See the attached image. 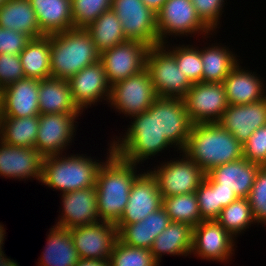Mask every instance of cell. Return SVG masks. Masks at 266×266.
<instances>
[{
	"instance_id": "52",
	"label": "cell",
	"mask_w": 266,
	"mask_h": 266,
	"mask_svg": "<svg viewBox=\"0 0 266 266\" xmlns=\"http://www.w3.org/2000/svg\"><path fill=\"white\" fill-rule=\"evenodd\" d=\"M259 223H263L264 225H266V218L265 219H263L261 222H259Z\"/></svg>"
},
{
	"instance_id": "2",
	"label": "cell",
	"mask_w": 266,
	"mask_h": 266,
	"mask_svg": "<svg viewBox=\"0 0 266 266\" xmlns=\"http://www.w3.org/2000/svg\"><path fill=\"white\" fill-rule=\"evenodd\" d=\"M182 152L206 174L219 165L243 158L242 144L218 123L193 124Z\"/></svg>"
},
{
	"instance_id": "22",
	"label": "cell",
	"mask_w": 266,
	"mask_h": 266,
	"mask_svg": "<svg viewBox=\"0 0 266 266\" xmlns=\"http://www.w3.org/2000/svg\"><path fill=\"white\" fill-rule=\"evenodd\" d=\"M62 215L55 226L70 229L99 221L97 190L90 187L62 194Z\"/></svg>"
},
{
	"instance_id": "20",
	"label": "cell",
	"mask_w": 266,
	"mask_h": 266,
	"mask_svg": "<svg viewBox=\"0 0 266 266\" xmlns=\"http://www.w3.org/2000/svg\"><path fill=\"white\" fill-rule=\"evenodd\" d=\"M262 166L244 158L219 165L205 175L214 188L233 190L238 198H248L257 172Z\"/></svg>"
},
{
	"instance_id": "49",
	"label": "cell",
	"mask_w": 266,
	"mask_h": 266,
	"mask_svg": "<svg viewBox=\"0 0 266 266\" xmlns=\"http://www.w3.org/2000/svg\"><path fill=\"white\" fill-rule=\"evenodd\" d=\"M4 225H1V223H0V249H2V246H3V244H4V236H5V234H6V232H5V229H4V227H3Z\"/></svg>"
},
{
	"instance_id": "13",
	"label": "cell",
	"mask_w": 266,
	"mask_h": 266,
	"mask_svg": "<svg viewBox=\"0 0 266 266\" xmlns=\"http://www.w3.org/2000/svg\"><path fill=\"white\" fill-rule=\"evenodd\" d=\"M80 259L109 260L118 239L115 224L98 221L69 229Z\"/></svg>"
},
{
	"instance_id": "51",
	"label": "cell",
	"mask_w": 266,
	"mask_h": 266,
	"mask_svg": "<svg viewBox=\"0 0 266 266\" xmlns=\"http://www.w3.org/2000/svg\"><path fill=\"white\" fill-rule=\"evenodd\" d=\"M6 255L4 254V251L0 249V264H3V262L6 260Z\"/></svg>"
},
{
	"instance_id": "3",
	"label": "cell",
	"mask_w": 266,
	"mask_h": 266,
	"mask_svg": "<svg viewBox=\"0 0 266 266\" xmlns=\"http://www.w3.org/2000/svg\"><path fill=\"white\" fill-rule=\"evenodd\" d=\"M48 36L51 77L68 80L100 59V53L85 28H72Z\"/></svg>"
},
{
	"instance_id": "39",
	"label": "cell",
	"mask_w": 266,
	"mask_h": 266,
	"mask_svg": "<svg viewBox=\"0 0 266 266\" xmlns=\"http://www.w3.org/2000/svg\"><path fill=\"white\" fill-rule=\"evenodd\" d=\"M112 0H71L73 28H86L111 9Z\"/></svg>"
},
{
	"instance_id": "46",
	"label": "cell",
	"mask_w": 266,
	"mask_h": 266,
	"mask_svg": "<svg viewBox=\"0 0 266 266\" xmlns=\"http://www.w3.org/2000/svg\"><path fill=\"white\" fill-rule=\"evenodd\" d=\"M217 197L218 204H221V210L238 199L233 190L226 188H217Z\"/></svg>"
},
{
	"instance_id": "45",
	"label": "cell",
	"mask_w": 266,
	"mask_h": 266,
	"mask_svg": "<svg viewBox=\"0 0 266 266\" xmlns=\"http://www.w3.org/2000/svg\"><path fill=\"white\" fill-rule=\"evenodd\" d=\"M30 40L31 38L22 32L0 27V54L19 55Z\"/></svg>"
},
{
	"instance_id": "21",
	"label": "cell",
	"mask_w": 266,
	"mask_h": 266,
	"mask_svg": "<svg viewBox=\"0 0 266 266\" xmlns=\"http://www.w3.org/2000/svg\"><path fill=\"white\" fill-rule=\"evenodd\" d=\"M40 80L22 78L2 89V117H31L39 113Z\"/></svg>"
},
{
	"instance_id": "37",
	"label": "cell",
	"mask_w": 266,
	"mask_h": 266,
	"mask_svg": "<svg viewBox=\"0 0 266 266\" xmlns=\"http://www.w3.org/2000/svg\"><path fill=\"white\" fill-rule=\"evenodd\" d=\"M108 261L110 266H160L149 249L125 245L119 240Z\"/></svg>"
},
{
	"instance_id": "14",
	"label": "cell",
	"mask_w": 266,
	"mask_h": 266,
	"mask_svg": "<svg viewBox=\"0 0 266 266\" xmlns=\"http://www.w3.org/2000/svg\"><path fill=\"white\" fill-rule=\"evenodd\" d=\"M80 114H40L35 148L43 157L62 154L72 143Z\"/></svg>"
},
{
	"instance_id": "11",
	"label": "cell",
	"mask_w": 266,
	"mask_h": 266,
	"mask_svg": "<svg viewBox=\"0 0 266 266\" xmlns=\"http://www.w3.org/2000/svg\"><path fill=\"white\" fill-rule=\"evenodd\" d=\"M192 124L217 123L228 107L223 83H194L183 98Z\"/></svg>"
},
{
	"instance_id": "15",
	"label": "cell",
	"mask_w": 266,
	"mask_h": 266,
	"mask_svg": "<svg viewBox=\"0 0 266 266\" xmlns=\"http://www.w3.org/2000/svg\"><path fill=\"white\" fill-rule=\"evenodd\" d=\"M234 237L216 220H202L193 227L192 253L202 259L227 262L234 252Z\"/></svg>"
},
{
	"instance_id": "41",
	"label": "cell",
	"mask_w": 266,
	"mask_h": 266,
	"mask_svg": "<svg viewBox=\"0 0 266 266\" xmlns=\"http://www.w3.org/2000/svg\"><path fill=\"white\" fill-rule=\"evenodd\" d=\"M200 216L203 220H216L221 213V204H218L217 188H214L206 179L196 190Z\"/></svg>"
},
{
	"instance_id": "23",
	"label": "cell",
	"mask_w": 266,
	"mask_h": 266,
	"mask_svg": "<svg viewBox=\"0 0 266 266\" xmlns=\"http://www.w3.org/2000/svg\"><path fill=\"white\" fill-rule=\"evenodd\" d=\"M43 156L36 148H22L0 141V176L41 182Z\"/></svg>"
},
{
	"instance_id": "25",
	"label": "cell",
	"mask_w": 266,
	"mask_h": 266,
	"mask_svg": "<svg viewBox=\"0 0 266 266\" xmlns=\"http://www.w3.org/2000/svg\"><path fill=\"white\" fill-rule=\"evenodd\" d=\"M239 64L223 81L228 104H248L265 98L264 80L262 81L259 76L257 77L256 72L252 74V72L242 69Z\"/></svg>"
},
{
	"instance_id": "29",
	"label": "cell",
	"mask_w": 266,
	"mask_h": 266,
	"mask_svg": "<svg viewBox=\"0 0 266 266\" xmlns=\"http://www.w3.org/2000/svg\"><path fill=\"white\" fill-rule=\"evenodd\" d=\"M193 227L187 223L172 222L157 236L150 249L160 264L162 255H191Z\"/></svg>"
},
{
	"instance_id": "16",
	"label": "cell",
	"mask_w": 266,
	"mask_h": 266,
	"mask_svg": "<svg viewBox=\"0 0 266 266\" xmlns=\"http://www.w3.org/2000/svg\"><path fill=\"white\" fill-rule=\"evenodd\" d=\"M162 207L156 179L149 171L141 173L132 184L125 211L116 224L118 231L126 224L137 223Z\"/></svg>"
},
{
	"instance_id": "27",
	"label": "cell",
	"mask_w": 266,
	"mask_h": 266,
	"mask_svg": "<svg viewBox=\"0 0 266 266\" xmlns=\"http://www.w3.org/2000/svg\"><path fill=\"white\" fill-rule=\"evenodd\" d=\"M45 36L73 28L71 0H29Z\"/></svg>"
},
{
	"instance_id": "35",
	"label": "cell",
	"mask_w": 266,
	"mask_h": 266,
	"mask_svg": "<svg viewBox=\"0 0 266 266\" xmlns=\"http://www.w3.org/2000/svg\"><path fill=\"white\" fill-rule=\"evenodd\" d=\"M162 207L172 222L187 223L194 227L203 220L200 216L196 193L164 197Z\"/></svg>"
},
{
	"instance_id": "38",
	"label": "cell",
	"mask_w": 266,
	"mask_h": 266,
	"mask_svg": "<svg viewBox=\"0 0 266 266\" xmlns=\"http://www.w3.org/2000/svg\"><path fill=\"white\" fill-rule=\"evenodd\" d=\"M192 45L172 46L169 50L174 54L175 61L182 73L194 84L202 82L201 50Z\"/></svg>"
},
{
	"instance_id": "19",
	"label": "cell",
	"mask_w": 266,
	"mask_h": 266,
	"mask_svg": "<svg viewBox=\"0 0 266 266\" xmlns=\"http://www.w3.org/2000/svg\"><path fill=\"white\" fill-rule=\"evenodd\" d=\"M217 123L243 145L255 130L266 125V97L254 103L229 104Z\"/></svg>"
},
{
	"instance_id": "26",
	"label": "cell",
	"mask_w": 266,
	"mask_h": 266,
	"mask_svg": "<svg viewBox=\"0 0 266 266\" xmlns=\"http://www.w3.org/2000/svg\"><path fill=\"white\" fill-rule=\"evenodd\" d=\"M40 114H81L76 106L67 79L49 77L39 84Z\"/></svg>"
},
{
	"instance_id": "47",
	"label": "cell",
	"mask_w": 266,
	"mask_h": 266,
	"mask_svg": "<svg viewBox=\"0 0 266 266\" xmlns=\"http://www.w3.org/2000/svg\"><path fill=\"white\" fill-rule=\"evenodd\" d=\"M75 266H110L108 260L79 259Z\"/></svg>"
},
{
	"instance_id": "33",
	"label": "cell",
	"mask_w": 266,
	"mask_h": 266,
	"mask_svg": "<svg viewBox=\"0 0 266 266\" xmlns=\"http://www.w3.org/2000/svg\"><path fill=\"white\" fill-rule=\"evenodd\" d=\"M226 46H212L201 49L203 63L202 82L223 83L232 69L239 63L237 57ZM238 61V62H237Z\"/></svg>"
},
{
	"instance_id": "40",
	"label": "cell",
	"mask_w": 266,
	"mask_h": 266,
	"mask_svg": "<svg viewBox=\"0 0 266 266\" xmlns=\"http://www.w3.org/2000/svg\"><path fill=\"white\" fill-rule=\"evenodd\" d=\"M248 201L255 223L259 224L266 218V166L257 172Z\"/></svg>"
},
{
	"instance_id": "17",
	"label": "cell",
	"mask_w": 266,
	"mask_h": 266,
	"mask_svg": "<svg viewBox=\"0 0 266 266\" xmlns=\"http://www.w3.org/2000/svg\"><path fill=\"white\" fill-rule=\"evenodd\" d=\"M192 125L183 99L157 98L158 132L164 135L174 148L177 147L181 152L184 150Z\"/></svg>"
},
{
	"instance_id": "5",
	"label": "cell",
	"mask_w": 266,
	"mask_h": 266,
	"mask_svg": "<svg viewBox=\"0 0 266 266\" xmlns=\"http://www.w3.org/2000/svg\"><path fill=\"white\" fill-rule=\"evenodd\" d=\"M76 155L43 157L41 182L51 189L62 191V194L94 187L103 162L83 154Z\"/></svg>"
},
{
	"instance_id": "30",
	"label": "cell",
	"mask_w": 266,
	"mask_h": 266,
	"mask_svg": "<svg viewBox=\"0 0 266 266\" xmlns=\"http://www.w3.org/2000/svg\"><path fill=\"white\" fill-rule=\"evenodd\" d=\"M38 266H75L79 261L69 229L53 226Z\"/></svg>"
},
{
	"instance_id": "42",
	"label": "cell",
	"mask_w": 266,
	"mask_h": 266,
	"mask_svg": "<svg viewBox=\"0 0 266 266\" xmlns=\"http://www.w3.org/2000/svg\"><path fill=\"white\" fill-rule=\"evenodd\" d=\"M242 146L244 159L266 166V125L255 130Z\"/></svg>"
},
{
	"instance_id": "24",
	"label": "cell",
	"mask_w": 266,
	"mask_h": 266,
	"mask_svg": "<svg viewBox=\"0 0 266 266\" xmlns=\"http://www.w3.org/2000/svg\"><path fill=\"white\" fill-rule=\"evenodd\" d=\"M170 223L165 209L160 207L140 222L124 225L118 231V239L125 245L150 250L154 240Z\"/></svg>"
},
{
	"instance_id": "43",
	"label": "cell",
	"mask_w": 266,
	"mask_h": 266,
	"mask_svg": "<svg viewBox=\"0 0 266 266\" xmlns=\"http://www.w3.org/2000/svg\"><path fill=\"white\" fill-rule=\"evenodd\" d=\"M201 21L212 31L218 28L224 0H191Z\"/></svg>"
},
{
	"instance_id": "6",
	"label": "cell",
	"mask_w": 266,
	"mask_h": 266,
	"mask_svg": "<svg viewBox=\"0 0 266 266\" xmlns=\"http://www.w3.org/2000/svg\"><path fill=\"white\" fill-rule=\"evenodd\" d=\"M168 48V44L167 47L166 44L150 47L146 68L158 97L183 99L193 84L180 71L174 54Z\"/></svg>"
},
{
	"instance_id": "12",
	"label": "cell",
	"mask_w": 266,
	"mask_h": 266,
	"mask_svg": "<svg viewBox=\"0 0 266 266\" xmlns=\"http://www.w3.org/2000/svg\"><path fill=\"white\" fill-rule=\"evenodd\" d=\"M149 49L141 41L127 40L103 51L99 60L104 66L109 84L112 86L145 69Z\"/></svg>"
},
{
	"instance_id": "32",
	"label": "cell",
	"mask_w": 266,
	"mask_h": 266,
	"mask_svg": "<svg viewBox=\"0 0 266 266\" xmlns=\"http://www.w3.org/2000/svg\"><path fill=\"white\" fill-rule=\"evenodd\" d=\"M39 127V115L31 117H2L0 141L22 148H35Z\"/></svg>"
},
{
	"instance_id": "8",
	"label": "cell",
	"mask_w": 266,
	"mask_h": 266,
	"mask_svg": "<svg viewBox=\"0 0 266 266\" xmlns=\"http://www.w3.org/2000/svg\"><path fill=\"white\" fill-rule=\"evenodd\" d=\"M179 153H183L181 159L163 162L155 170H148L156 179L162 198L195 193L205 179L206 173L184 152Z\"/></svg>"
},
{
	"instance_id": "4",
	"label": "cell",
	"mask_w": 266,
	"mask_h": 266,
	"mask_svg": "<svg viewBox=\"0 0 266 266\" xmlns=\"http://www.w3.org/2000/svg\"><path fill=\"white\" fill-rule=\"evenodd\" d=\"M128 126L127 132L113 140V153L129 163L138 164L150 159L171 144L158 132L157 126V99L150 108L136 116ZM122 139V140H121ZM150 157V158H149Z\"/></svg>"
},
{
	"instance_id": "44",
	"label": "cell",
	"mask_w": 266,
	"mask_h": 266,
	"mask_svg": "<svg viewBox=\"0 0 266 266\" xmlns=\"http://www.w3.org/2000/svg\"><path fill=\"white\" fill-rule=\"evenodd\" d=\"M25 78L20 56L17 54H0V87L3 89L7 85Z\"/></svg>"
},
{
	"instance_id": "31",
	"label": "cell",
	"mask_w": 266,
	"mask_h": 266,
	"mask_svg": "<svg viewBox=\"0 0 266 266\" xmlns=\"http://www.w3.org/2000/svg\"><path fill=\"white\" fill-rule=\"evenodd\" d=\"M19 56L26 78L42 80L51 77L49 36L31 39Z\"/></svg>"
},
{
	"instance_id": "18",
	"label": "cell",
	"mask_w": 266,
	"mask_h": 266,
	"mask_svg": "<svg viewBox=\"0 0 266 266\" xmlns=\"http://www.w3.org/2000/svg\"><path fill=\"white\" fill-rule=\"evenodd\" d=\"M68 83L72 98L82 112L85 107L88 108L105 97L104 100L109 101L111 85L100 60L70 77Z\"/></svg>"
},
{
	"instance_id": "34",
	"label": "cell",
	"mask_w": 266,
	"mask_h": 266,
	"mask_svg": "<svg viewBox=\"0 0 266 266\" xmlns=\"http://www.w3.org/2000/svg\"><path fill=\"white\" fill-rule=\"evenodd\" d=\"M85 29L90 33L100 54L127 41L122 24L112 9L101 14Z\"/></svg>"
},
{
	"instance_id": "36",
	"label": "cell",
	"mask_w": 266,
	"mask_h": 266,
	"mask_svg": "<svg viewBox=\"0 0 266 266\" xmlns=\"http://www.w3.org/2000/svg\"><path fill=\"white\" fill-rule=\"evenodd\" d=\"M216 221L236 238L255 222L248 198H238L224 207Z\"/></svg>"
},
{
	"instance_id": "1",
	"label": "cell",
	"mask_w": 266,
	"mask_h": 266,
	"mask_svg": "<svg viewBox=\"0 0 266 266\" xmlns=\"http://www.w3.org/2000/svg\"><path fill=\"white\" fill-rule=\"evenodd\" d=\"M108 153L95 184L98 215L99 221L116 225L125 211L132 184L140 174H136L137 164L126 162L113 153L112 143Z\"/></svg>"
},
{
	"instance_id": "48",
	"label": "cell",
	"mask_w": 266,
	"mask_h": 266,
	"mask_svg": "<svg viewBox=\"0 0 266 266\" xmlns=\"http://www.w3.org/2000/svg\"><path fill=\"white\" fill-rule=\"evenodd\" d=\"M143 3L157 13L167 0H142Z\"/></svg>"
},
{
	"instance_id": "9",
	"label": "cell",
	"mask_w": 266,
	"mask_h": 266,
	"mask_svg": "<svg viewBox=\"0 0 266 266\" xmlns=\"http://www.w3.org/2000/svg\"><path fill=\"white\" fill-rule=\"evenodd\" d=\"M157 14L158 41L167 44V35L192 36L201 33L206 36L211 30L201 21L191 0H167Z\"/></svg>"
},
{
	"instance_id": "7",
	"label": "cell",
	"mask_w": 266,
	"mask_h": 266,
	"mask_svg": "<svg viewBox=\"0 0 266 266\" xmlns=\"http://www.w3.org/2000/svg\"><path fill=\"white\" fill-rule=\"evenodd\" d=\"M158 98L147 68L111 86L109 103L129 118L147 111Z\"/></svg>"
},
{
	"instance_id": "10",
	"label": "cell",
	"mask_w": 266,
	"mask_h": 266,
	"mask_svg": "<svg viewBox=\"0 0 266 266\" xmlns=\"http://www.w3.org/2000/svg\"><path fill=\"white\" fill-rule=\"evenodd\" d=\"M111 9L119 18L127 40H136L149 47L159 45L157 14L142 0H112Z\"/></svg>"
},
{
	"instance_id": "50",
	"label": "cell",
	"mask_w": 266,
	"mask_h": 266,
	"mask_svg": "<svg viewBox=\"0 0 266 266\" xmlns=\"http://www.w3.org/2000/svg\"><path fill=\"white\" fill-rule=\"evenodd\" d=\"M0 266H19V264L17 262H15L13 259H9L7 258L3 264H0Z\"/></svg>"
},
{
	"instance_id": "28",
	"label": "cell",
	"mask_w": 266,
	"mask_h": 266,
	"mask_svg": "<svg viewBox=\"0 0 266 266\" xmlns=\"http://www.w3.org/2000/svg\"><path fill=\"white\" fill-rule=\"evenodd\" d=\"M0 27L22 32L31 39L44 36L29 0H5L0 5Z\"/></svg>"
}]
</instances>
